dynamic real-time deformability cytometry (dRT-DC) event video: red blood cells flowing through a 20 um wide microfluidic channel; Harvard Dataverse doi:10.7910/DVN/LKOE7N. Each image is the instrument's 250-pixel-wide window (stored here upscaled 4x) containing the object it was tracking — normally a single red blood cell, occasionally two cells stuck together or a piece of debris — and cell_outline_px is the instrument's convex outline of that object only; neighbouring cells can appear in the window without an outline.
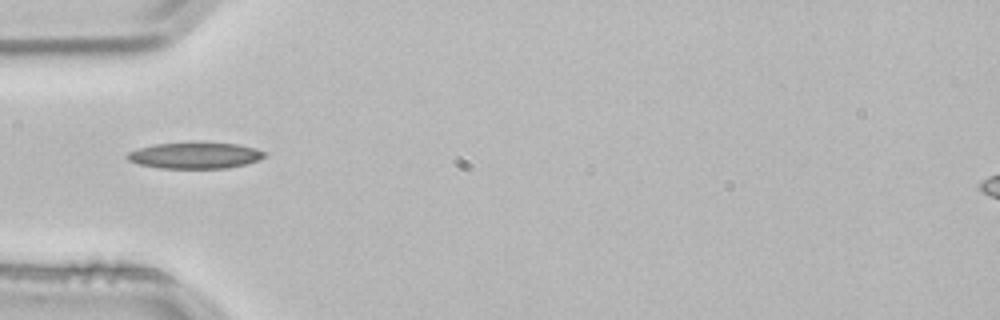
{"species": "common noctule bat (a hibernating species)", "species_latin": "Nyctalus noctula", "temperature_condition": "room temperature", "stored_images_in_passage": 1, "camera_frame_rate_fps": 3000, "um_per_image_px": 0.085, "animal": {"sex": "male", "body_mass_g": 21.5, "forearm_length_mm": 52.0}, "frame": {"image": 1, "passage_image": 1, "time_ms": 0.0, "image_size_px": [1000, 320], "cell_outline_px": [[268, 156], [244, 164], [228, 168], [160, 168], [136, 164], [128, 160], [124, 156], [128, 152], [140, 148], [156, 144], [200, 140], [236, 144], [252, 148], [264, 152]], "centroid_in_image_um": [16.53, 13.18], "position_along_channel_um": 68.5, "area_um2": 21.44}}